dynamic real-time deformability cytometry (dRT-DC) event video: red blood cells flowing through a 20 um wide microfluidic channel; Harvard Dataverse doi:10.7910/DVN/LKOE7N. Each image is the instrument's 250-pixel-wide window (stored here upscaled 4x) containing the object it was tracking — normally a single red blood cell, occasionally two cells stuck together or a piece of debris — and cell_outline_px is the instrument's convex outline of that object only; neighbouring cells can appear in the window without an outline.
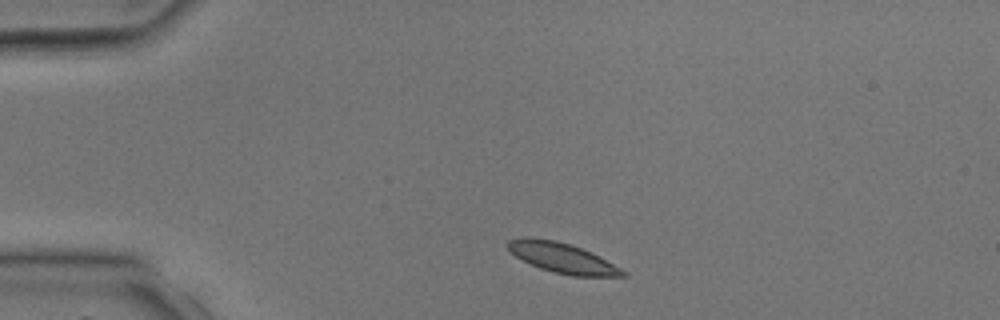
{"species": "common noctule bat (a hibernating species)", "species_latin": "Nyctalus noctula", "temperature_condition": "room temperature", "stored_images_in_passage": 2, "camera_frame_rate_fps": 3000, "um_per_image_px": 0.085, "animal": {"sex": "male", "body_mass_g": 17.9, "forearm_length_mm": 54.2}, "frame": {"image": 1, "passage_image": 1, "time_ms": 0.0, "image_size_px": [1000, 320], "cell_outline_px": [[628, 276], [572, 276], [552, 272], [540, 268], [516, 256], [504, 244], [508, 240], [556, 240], [580, 248], [628, 272]], "centroid_in_image_um": [47.84, 21.97], "position_along_channel_um": 37.2, "area_um2": 19.07}}